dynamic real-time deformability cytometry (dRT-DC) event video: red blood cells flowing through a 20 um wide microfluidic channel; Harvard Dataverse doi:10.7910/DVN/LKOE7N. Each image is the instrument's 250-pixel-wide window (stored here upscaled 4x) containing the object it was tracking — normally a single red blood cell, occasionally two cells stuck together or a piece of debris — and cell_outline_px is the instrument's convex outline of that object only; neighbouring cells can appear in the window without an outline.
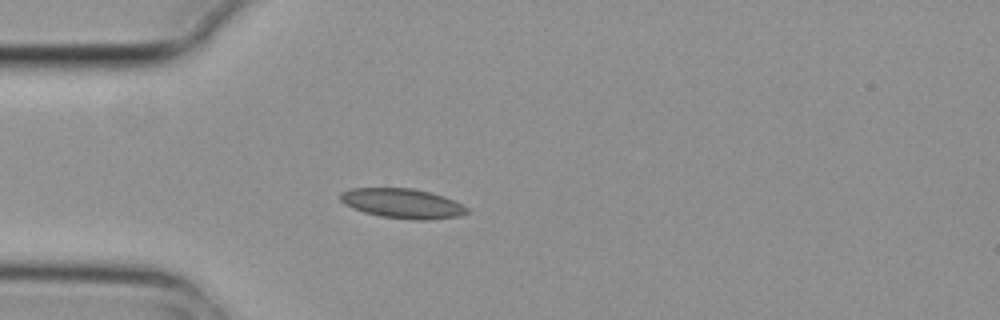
{"species": "common noctule bat (a hibernating species)", "species_latin": "Nyctalus noctula", "temperature_condition": "cold", "stored_images_in_passage": 5, "camera_frame_rate_fps": 3000, "um_per_image_px": 0.085, "animal": {"sex": "female", "body_mass_g": 29.2, "forearm_length_mm": 56.3}, "frame": {"image": 1, "passage_image": 4, "time_ms": 1.0, "image_size_px": [1000, 320], "cell_outline_px": [[468, 212], [460, 216], [428, 220], [412, 220], [380, 216], [364, 212], [352, 208], [344, 204], [340, 200], [340, 192], [352, 188], [412, 188], [432, 192], [444, 196], [468, 208]], "centroid_in_image_um": [34.19, 17.29], "position_along_channel_um": 50.8, "area_um2": 22.02}}